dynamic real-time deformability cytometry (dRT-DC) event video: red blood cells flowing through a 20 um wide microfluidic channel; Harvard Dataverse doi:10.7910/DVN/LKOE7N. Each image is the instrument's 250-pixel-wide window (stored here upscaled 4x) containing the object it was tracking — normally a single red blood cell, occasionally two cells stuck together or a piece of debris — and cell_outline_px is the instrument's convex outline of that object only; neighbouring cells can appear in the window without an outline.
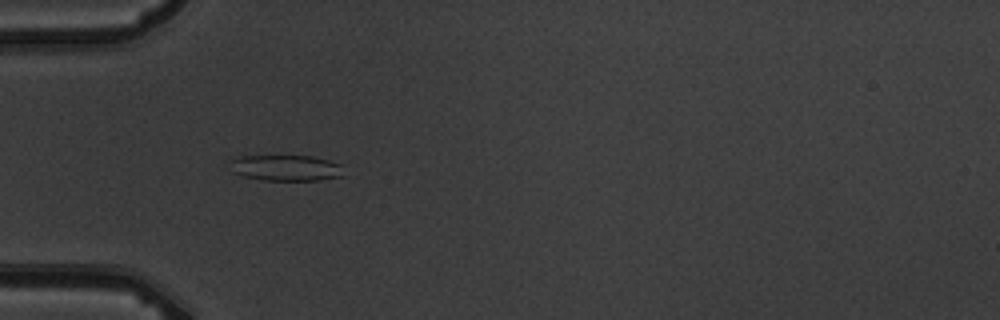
{"species": "common noctule bat (a hibernating species)", "species_latin": "Nyctalus noctula", "temperature_condition": "warm", "stored_images_in_passage": 5, "camera_frame_rate_fps": 3000, "um_per_image_px": 0.085, "animal": {"sex": "male", "body_mass_g": 19.5, "forearm_length_mm": 54.6}, "frame": {"image": 1, "passage_image": 4, "time_ms": 4.333, "image_size_px": [1000, 320], "cell_outline_px": [[344, 176], [320, 180], [264, 180], [244, 176], [232, 172], [228, 160], [240, 156], [312, 156], [328, 160], [340, 164]], "centroid_in_image_um": [24.28, 14.27], "position_along_channel_um": 60.7, "area_um2": 17.22}}
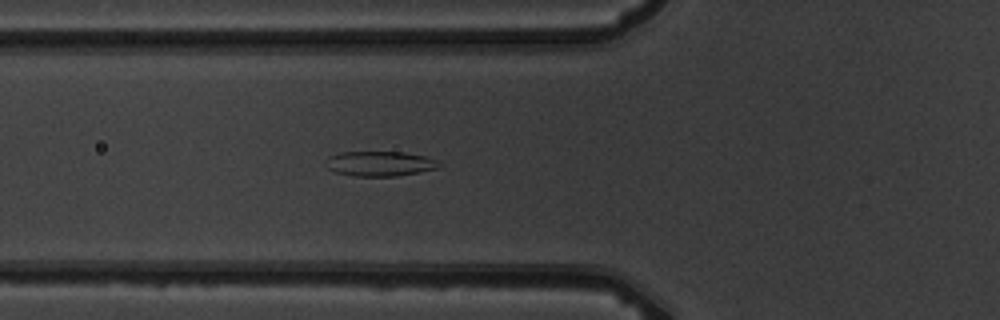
{"frame": {"image": 2, "passage_image": 5, "time_ms": 5.333, "image_size_px": [1000, 320], "cell_outline_px": [[440, 168], [420, 172], [396, 176], [352, 176], [336, 172], [328, 168], [328, 156], [340, 152], [404, 152], [424, 156], [436, 160], [440, 164]], "centroid_in_image_um": [32.31, 13.91], "position_along_channel_um": 93.5, "area_um2": 16.36}}